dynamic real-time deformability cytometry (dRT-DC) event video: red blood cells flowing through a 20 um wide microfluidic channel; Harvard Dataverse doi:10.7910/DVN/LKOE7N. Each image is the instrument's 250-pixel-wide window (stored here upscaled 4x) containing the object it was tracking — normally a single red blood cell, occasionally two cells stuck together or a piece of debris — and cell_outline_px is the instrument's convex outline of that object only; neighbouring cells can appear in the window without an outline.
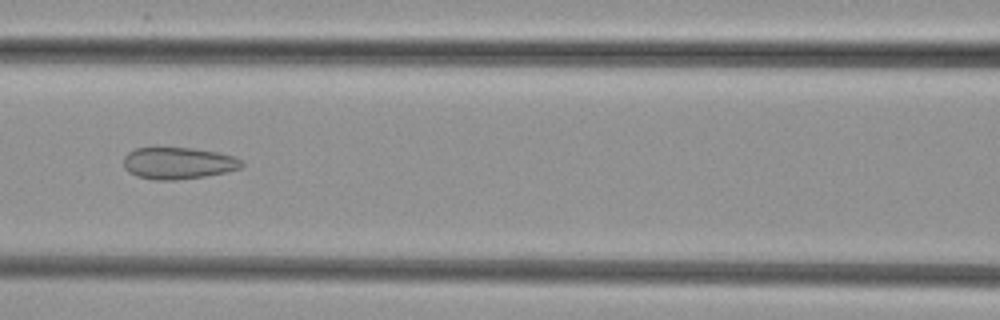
{"species": "common noctule bat (a hibernating species)", "species_latin": "Nyctalus noctula", "temperature_condition": "cold", "stored_images_in_passage": 38, "camera_frame_rate_fps": 3000, "um_per_image_px": 0.085, "animal": {"sex": "female", "body_mass_g": 29.2, "forearm_length_mm": 56.3}, "frame": {"image": 1, "passage_image": 12, "time_ms": 3.667, "image_size_px": [1000, 320], "cell_outline_px": [[244, 164], [240, 168], [228, 172], [204, 176], [176, 180], [156, 180], [136, 176], [128, 172], [124, 168], [124, 156], [128, 152], [136, 148], [152, 144], [192, 148], [216, 152], [232, 156], [240, 160]], "centroid_in_image_um": [15.07, 13.83], "position_along_channel_um": 151.5, "area_um2": 22.6}}
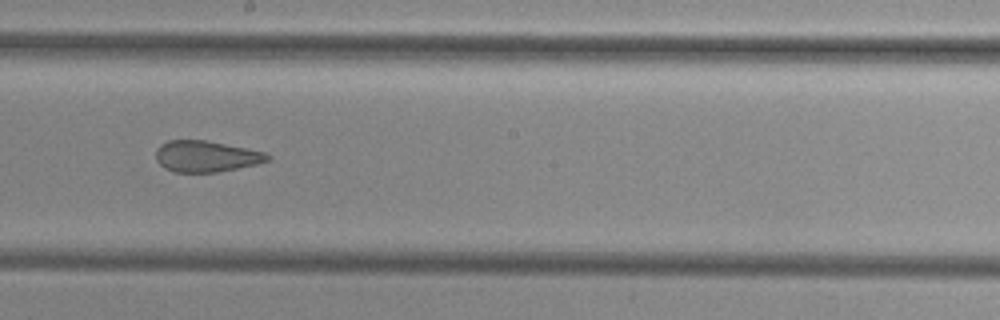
{"frame": {"image": 2, "passage_image": 18, "time_ms": 5.667, "image_size_px": [1000, 320], "cell_outline_px": [[272, 160], [256, 164], [216, 172], [176, 172], [164, 168], [156, 160], [156, 148], [160, 144], [168, 140], [204, 140], [248, 148], [264, 152], [272, 156]], "centroid_in_image_um": [17.52, 13.28], "position_along_channel_um": 230.7, "area_um2": 20.35}}
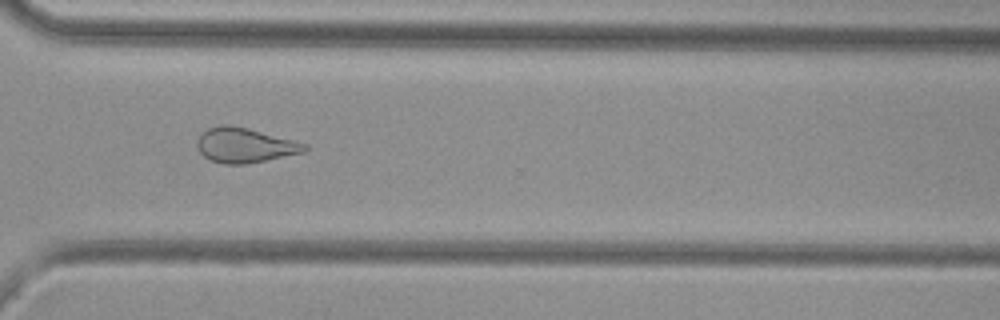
{"frame": {"image": 3, "passage_image": 27, "time_ms": 8.667, "image_size_px": [1000, 320], "cell_outline_px": [[308, 148], [304, 152], [244, 164], [224, 164], [212, 160], [204, 156], [200, 152], [196, 144], [196, 140], [200, 132], [208, 128], [220, 124], [232, 124], [248, 128], [308, 144]], "centroid_in_image_um": [20.76, 12.32], "position_along_channel_um": 349.8, "area_um2": 21.79}}